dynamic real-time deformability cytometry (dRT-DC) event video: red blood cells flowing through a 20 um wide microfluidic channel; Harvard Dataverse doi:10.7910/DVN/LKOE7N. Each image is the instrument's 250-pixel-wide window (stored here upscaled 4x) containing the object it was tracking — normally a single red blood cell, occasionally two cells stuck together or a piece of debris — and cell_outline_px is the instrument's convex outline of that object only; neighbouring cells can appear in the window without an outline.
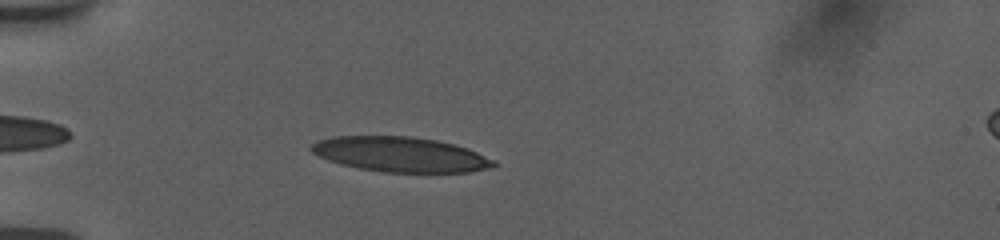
{"species": "human", "species_latin": "Homo sapiens", "temperature_condition": "room temperature", "stored_images_in_passage": 44, "camera_frame_rate_fps": 3000, "um_per_image_px": 0.085, "donor": {"sex": "female"}, "frame": {"image": 1, "passage_image": 5, "time_ms": 1.333, "image_size_px": [1000, 240], "cell_outline_px": [[496, 164], [492, 168], [472, 172], [384, 172], [360, 168], [340, 164], [328, 160], [312, 152], [308, 148], [312, 144], [320, 140], [332, 136], [408, 136], [436, 140], [468, 148], [496, 160]], "centroid_in_image_um": [34.07, 13.13], "position_along_channel_um": 50.9, "area_um2": 37.17}}
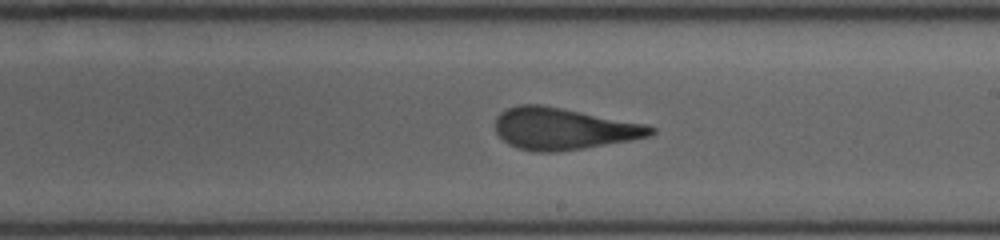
{"frame": {"image": 2, "passage_image": 22, "time_ms": 7.0, "image_size_px": [1000, 240], "cell_outline_px": [[656, 132], [648, 136], [632, 140], [584, 148], [556, 152], [536, 152], [516, 148], [508, 144], [496, 132], [496, 116], [500, 112], [508, 108], [520, 104], [540, 104], [648, 124], [656, 128]], "centroid_in_image_um": [47.9, 10.94], "position_along_channel_um": 241.1, "area_um2": 37.92}}
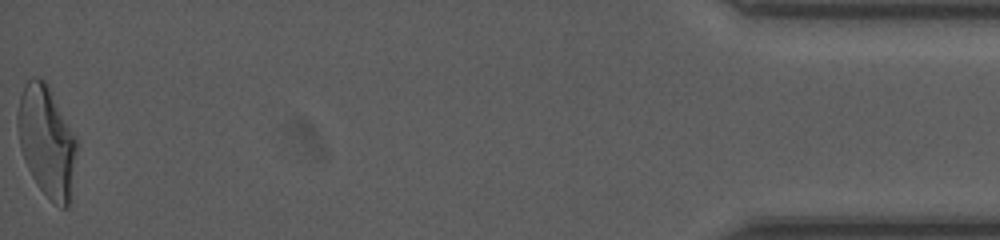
{"frame": {"image": 3, "passage_image": 44, "time_ms": 14.333, "image_size_px": [1000, 240], "cell_outline_px": [[76, 152], [68, 208], [60, 208], [36, 184], [24, 160], [20, 148], [16, 124], [16, 116], [20, 96], [24, 84], [32, 76], [36, 76], [44, 80], [48, 84], [76, 136]], "centroid_in_image_um": [3.94, 11.95], "position_along_channel_um": 431.3, "area_um2": 38.09}, "authors_computed_cell_mechanics": {"area_um2": 37.6278, "velocity_mm_per_s": 3.7547, "shape_relaxation_time_tau1_ms": 5.0295, "shape_relaxation_time_tau2_ms": 1.1196, "deformation_change_tau1": 0.2249, "deformation_change_tau2": 0.1063}}